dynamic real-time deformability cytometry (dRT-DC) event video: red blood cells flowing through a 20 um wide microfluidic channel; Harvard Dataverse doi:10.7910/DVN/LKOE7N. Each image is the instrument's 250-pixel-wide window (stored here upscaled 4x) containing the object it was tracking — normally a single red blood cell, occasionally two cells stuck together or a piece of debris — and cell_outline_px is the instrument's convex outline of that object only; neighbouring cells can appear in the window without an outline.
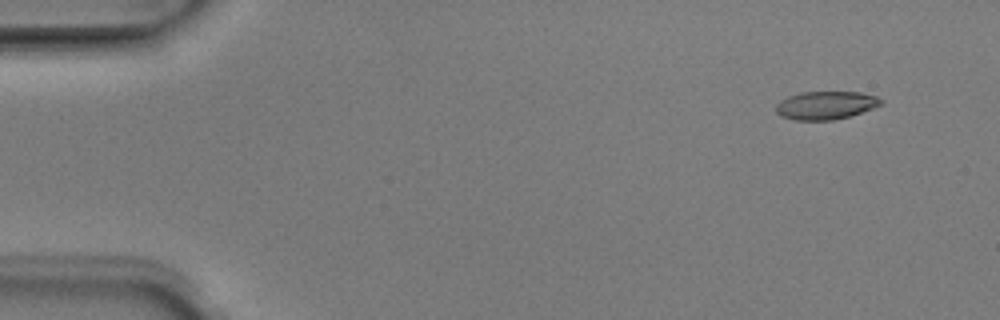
{"species": "Egyptian fruit bat (a non-hibernating species)", "species_latin": "Rousettus aegyptiacus", "temperature_condition": "room temperature", "stored_images_in_passage": 1, "camera_frame_rate_fps": 3000, "um_per_image_px": 0.085, "animal": {"sex": "male"}, "frame": {"image": 1, "passage_image": 1, "time_ms": 0.0, "image_size_px": [1000, 320], "cell_outline_px": [[884, 100], [880, 104], [872, 108], [848, 116], [832, 120], [796, 120], [780, 116], [776, 112], [776, 104], [780, 100], [788, 96], [800, 92], [860, 92], [876, 96]], "centroid_in_image_um": [70.14, 8.94], "position_along_channel_um": 14.9, "area_um2": 17.11}}